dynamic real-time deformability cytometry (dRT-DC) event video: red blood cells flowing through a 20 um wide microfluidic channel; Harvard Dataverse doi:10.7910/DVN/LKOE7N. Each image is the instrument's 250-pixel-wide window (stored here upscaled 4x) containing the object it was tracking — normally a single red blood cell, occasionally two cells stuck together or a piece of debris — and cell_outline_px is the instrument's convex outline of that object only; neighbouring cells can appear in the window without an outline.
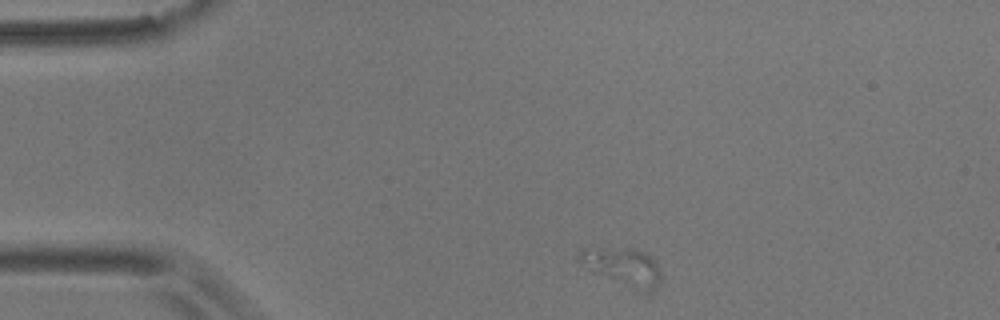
{"species": "common noctule bat (a hibernating species)", "species_latin": "Nyctalus noctula", "temperature_condition": "room temperature", "stored_images_in_passage": 5, "camera_frame_rate_fps": 3000, "um_per_image_px": 0.085, "animal": {"sex": "male", "body_mass_g": 17.9}, "frame": {"image": 1, "passage_image": 1, "time_ms": 0.0, "image_size_px": [1000, 320], "cell_outline_px": [[660, 284], [652, 292], [644, 292], [600, 272], [576, 260], [576, 256], [580, 248], [632, 248], [644, 252], [652, 256], [656, 260], [660, 268]], "centroid_in_image_um": [53.03, 22.61], "position_along_channel_um": 32.0, "area_um2": 17.4}}
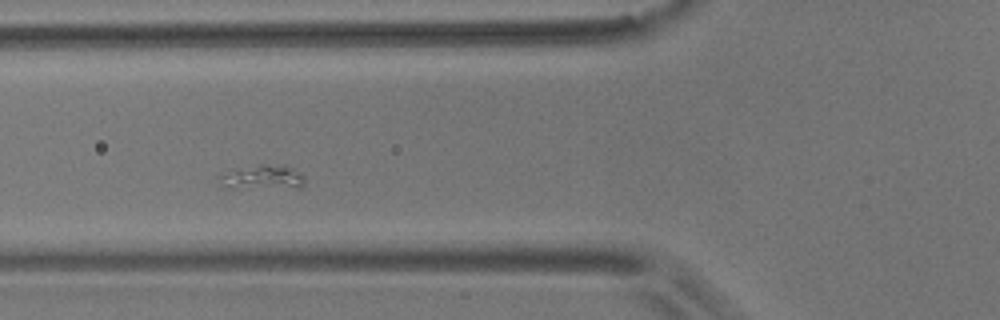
{"frame": {"image": 2, "passage_image": 4, "time_ms": 3.667, "image_size_px": [1000, 320], "cell_outline_px": [[304, 184], [300, 188], [236, 188], [224, 184], [216, 176], [260, 164], [284, 164], [300, 172], [304, 176]], "centroid_in_image_um": [22.45, 15.07], "position_along_channel_um": 103.3, "area_um2": 11.91}}
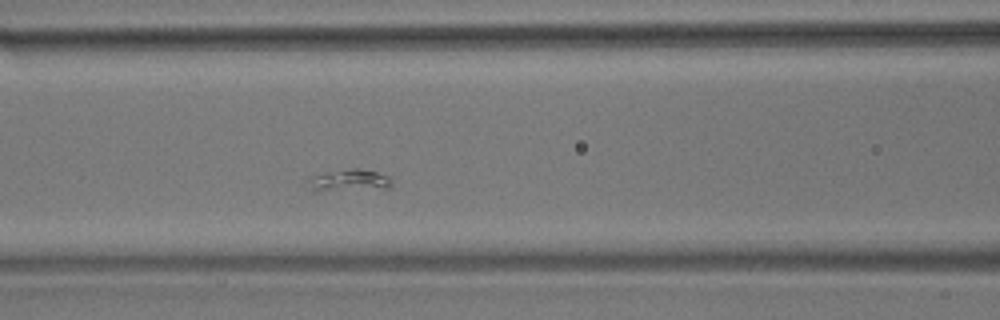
{"frame": {"image": 3, "passage_image": 5, "time_ms": 4.667, "image_size_px": [1000, 320], "cell_outline_px": [[392, 184], [388, 188], [316, 192], [312, 192], [308, 180], [308, 176], [328, 172], [352, 168], [356, 168], [376, 172], [388, 176], [392, 180]], "centroid_in_image_um": [29.63, 15.36], "position_along_channel_um": 137.0, "area_um2": 10.87}}